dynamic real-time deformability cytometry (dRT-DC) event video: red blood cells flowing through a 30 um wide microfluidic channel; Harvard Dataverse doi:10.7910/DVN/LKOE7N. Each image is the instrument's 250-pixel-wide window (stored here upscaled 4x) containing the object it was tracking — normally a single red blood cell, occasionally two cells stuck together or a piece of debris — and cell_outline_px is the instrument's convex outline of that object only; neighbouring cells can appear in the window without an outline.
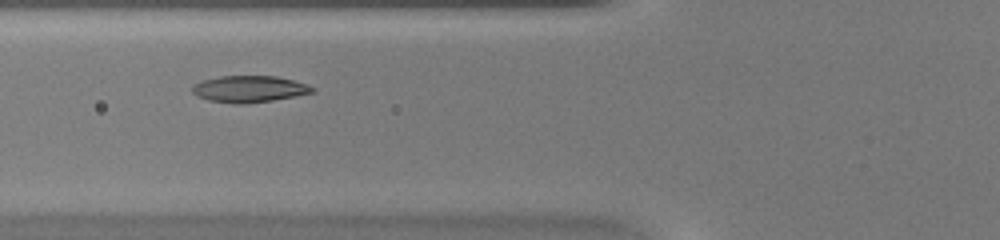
{"species": "common noctule bat (a hibernating species)", "species_latin": "Nyctalus noctula", "temperature_condition": "warm", "stored_images_in_passage": 36, "camera_frame_rate_fps": 3000, "um_per_image_px": 0.085, "animal": {"sex": "female", "body_mass_g": 20.0, "forearm_length_mm": 54.0}, "frame": {"image": 1, "passage_image": 8, "time_ms": 2.333, "image_size_px": [1000, 240], "cell_outline_px": [[316, 92], [296, 96], [272, 100], [244, 104], [236, 104], [208, 100], [196, 96], [192, 92], [192, 84], [204, 80], [220, 76], [276, 76], [308, 84], [316, 88]], "centroid_in_image_um": [21.2, 7.57], "position_along_channel_um": 104.6, "area_um2": 18.73}}
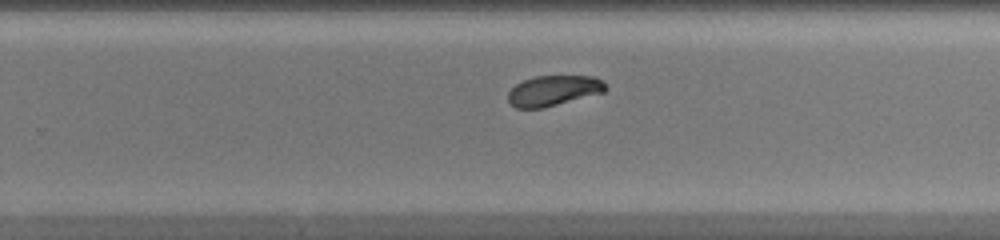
{"frame": {"image": 2, "passage_image": 20, "time_ms": 6.333, "image_size_px": [1000, 240], "cell_outline_px": [[608, 88], [604, 92], [544, 108], [516, 108], [508, 100], [508, 92], [516, 84], [524, 80], [536, 76], [592, 76], [604, 80]], "centroid_in_image_um": [47.08, 7.7], "position_along_channel_um": 282.7, "area_um2": 17.28}}
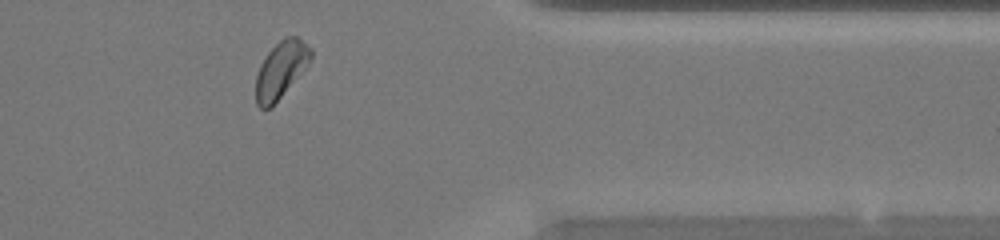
{"frame": {"image": 3, "passage_image": 28, "time_ms": 9.0, "image_size_px": [1000, 240], "cell_outline_px": [[312, 56], [308, 64], [280, 96], [268, 108], [260, 108], [256, 104], [256, 76], [260, 64], [268, 52], [280, 40], [288, 36], [296, 36], [308, 44], [312, 48]], "centroid_in_image_um": [23.87, 5.88], "position_along_channel_um": 387.5, "area_um2": 17.63}}